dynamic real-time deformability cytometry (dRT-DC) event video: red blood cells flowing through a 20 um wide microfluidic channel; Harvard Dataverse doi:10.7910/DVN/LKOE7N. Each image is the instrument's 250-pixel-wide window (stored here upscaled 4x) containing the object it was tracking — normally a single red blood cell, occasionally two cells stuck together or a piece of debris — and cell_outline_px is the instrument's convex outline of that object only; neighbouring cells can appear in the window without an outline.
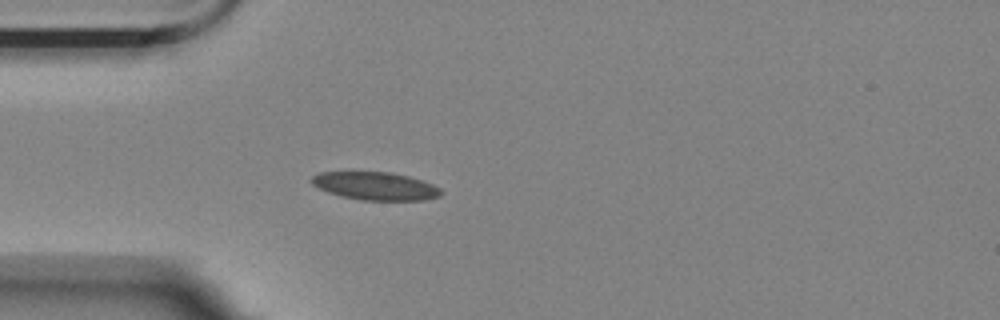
{"species": "Egyptian fruit bat (a non-hibernating species)", "species_latin": "Rousettus aegyptiacus", "temperature_condition": "room temperature", "stored_images_in_passage": 1, "camera_frame_rate_fps": 3000, "um_per_image_px": 0.085, "animal": {"sex": "female"}, "frame": {"image": 1, "passage_image": 1, "time_ms": 0.0, "image_size_px": [1000, 320], "cell_outline_px": [[444, 192], [440, 196], [424, 200], [360, 200], [340, 196], [328, 192], [312, 184], [308, 180], [312, 176], [320, 172], [392, 172], [408, 176], [432, 184], [440, 188]], "centroid_in_image_um": [31.9, 15.81], "position_along_channel_um": 53.1, "area_um2": 21.15}}